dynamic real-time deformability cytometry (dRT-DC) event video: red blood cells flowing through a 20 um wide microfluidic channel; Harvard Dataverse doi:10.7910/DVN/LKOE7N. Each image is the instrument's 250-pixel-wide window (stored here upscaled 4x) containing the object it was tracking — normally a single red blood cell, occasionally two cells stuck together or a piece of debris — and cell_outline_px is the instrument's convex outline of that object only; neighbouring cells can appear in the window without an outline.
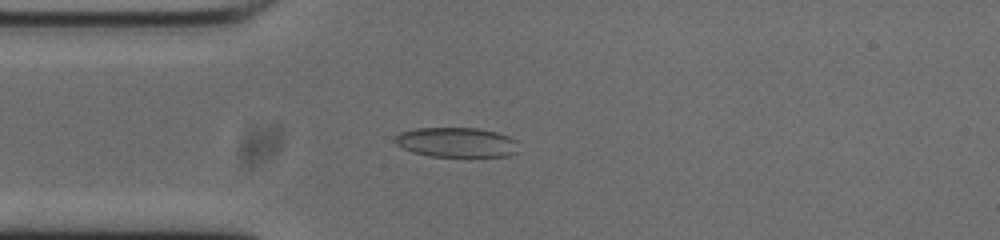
{"species": "common noctule bat (a hibernating species)", "species_latin": "Nyctalus noctula", "temperature_condition": "cold", "stored_images_in_passage": 40, "camera_frame_rate_fps": 3000, "um_per_image_px": 0.085, "animal": {"sex": "male", "body_mass_g": 20.0, "forearm_length_mm": 53.3}, "frame": {"image": 1, "passage_image": 7, "time_ms": 2.0, "image_size_px": [1000, 240], "cell_outline_px": [[516, 152], [508, 156], [432, 156], [412, 152], [396, 144], [392, 140], [400, 132], [416, 128], [476, 128], [496, 132], [508, 136], [516, 140]], "centroid_in_image_um": [38.77, 12.09], "position_along_channel_um": 46.2, "area_um2": 21.27}}
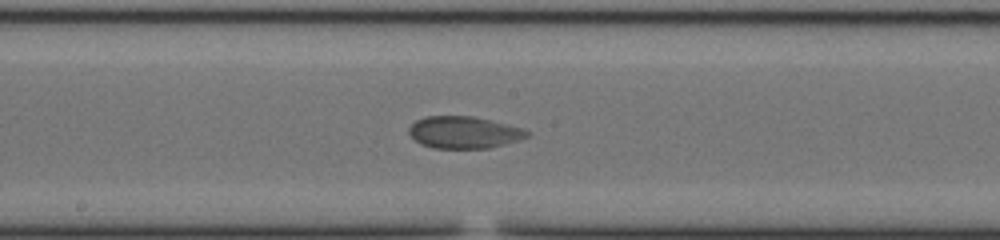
{"frame": {"image": 2, "passage_image": 21, "time_ms": 6.667, "image_size_px": [1000, 240], "cell_outline_px": [[528, 136], [504, 144], [488, 148], [432, 148], [420, 144], [408, 132], [408, 128], [416, 120], [428, 116], [472, 116], [524, 128], [528, 132]], "centroid_in_image_um": [39.4, 11.25], "position_along_channel_um": 208.8, "area_um2": 21.79}}
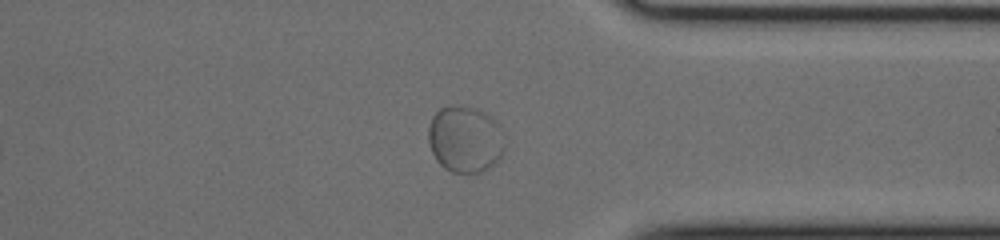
{"frame": {"image": 3, "passage_image": 35, "time_ms": 11.333, "image_size_px": [1000, 240], "cell_outline_px": [[504, 148], [500, 156], [492, 168], [484, 172], [452, 172], [444, 168], [436, 160], [432, 152], [428, 140], [428, 128], [432, 116], [440, 108], [452, 104], [456, 104], [476, 108], [484, 112], [500, 124], [504, 144]], "centroid_in_image_um": [39.53, 11.82], "position_along_channel_um": 371.9, "area_um2": 30.0}}